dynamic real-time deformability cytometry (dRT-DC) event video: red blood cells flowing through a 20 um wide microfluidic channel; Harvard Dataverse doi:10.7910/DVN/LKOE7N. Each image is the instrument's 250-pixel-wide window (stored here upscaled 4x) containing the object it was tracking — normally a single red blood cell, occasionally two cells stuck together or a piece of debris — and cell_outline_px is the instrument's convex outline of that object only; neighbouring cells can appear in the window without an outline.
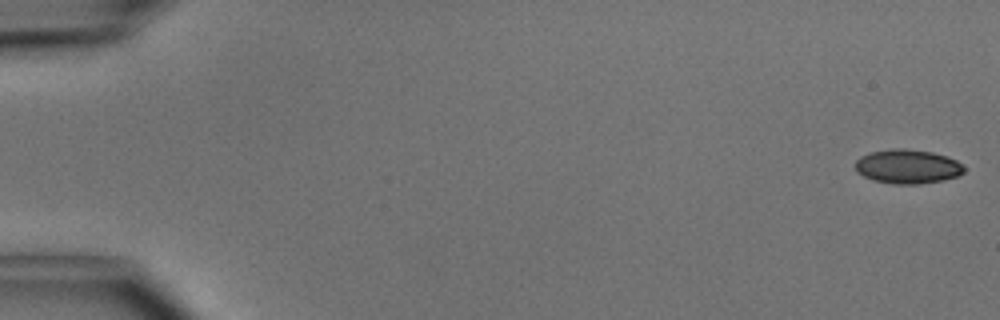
{"species": "common noctule bat (a hibernating species)", "species_latin": "Nyctalus noctula", "temperature_condition": "cold", "stored_images_in_passage": 49, "camera_frame_rate_fps": 3000, "um_per_image_px": 0.085, "animal": {"sex": "male", "body_mass_g": 15.6}, "frame": {"image": 1, "passage_image": 1, "time_ms": 0.0, "image_size_px": [1000, 320], "cell_outline_px": [[964, 172], [956, 176], [944, 180], [920, 184], [892, 184], [872, 180], [856, 172], [856, 160], [860, 156], [872, 152], [892, 148], [904, 148], [932, 152], [948, 156], [956, 160], [964, 168]], "centroid_in_image_um": [77.13, 14.15], "position_along_channel_um": 7.9, "area_um2": 21.73}}
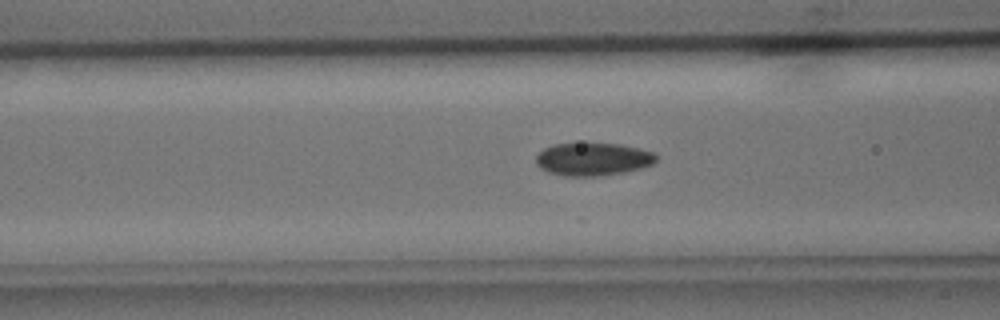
{"frame": {"image": 2, "passage_image": 20, "time_ms": 6.333, "image_size_px": [1000, 320], "cell_outline_px": [[656, 160], [652, 164], [640, 168], [624, 172], [596, 176], [564, 176], [548, 172], [540, 168], [536, 164], [536, 156], [544, 148], [552, 144], [620, 144], [640, 148], [652, 152], [656, 156]], "centroid_in_image_um": [50.37, 13.53], "position_along_channel_um": 116.2, "area_um2": 22.83}}
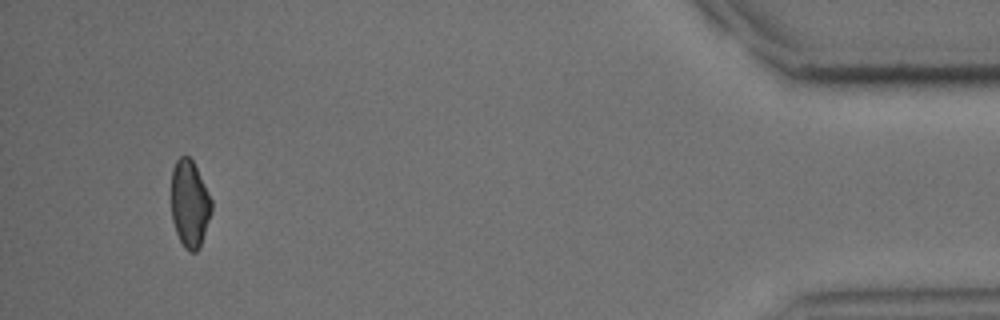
{"frame": {"image": 3, "passage_image": 47, "time_ms": 15.333, "image_size_px": [1000, 320], "cell_outline_px": [[212, 212], [200, 244], [196, 252], [188, 252], [184, 248], [176, 232], [172, 220], [172, 168], [176, 160], [180, 156], [188, 156], [192, 160], [212, 200]], "centroid_in_image_um": [16.11, 17.33], "position_along_channel_um": 419.1, "area_um2": 20.23}, "authors_computed_cell_mechanics": {"area_um2": 22.0218, "velocity_mm_per_s": 4.0939, "shape_relaxation_time_tau1_ms": 4.6118, "shape_relaxation_time_tau2_ms": 8.7661, "deformation_change_tau1": 0.0958, "deformation_change_tau2": 0.1113}}